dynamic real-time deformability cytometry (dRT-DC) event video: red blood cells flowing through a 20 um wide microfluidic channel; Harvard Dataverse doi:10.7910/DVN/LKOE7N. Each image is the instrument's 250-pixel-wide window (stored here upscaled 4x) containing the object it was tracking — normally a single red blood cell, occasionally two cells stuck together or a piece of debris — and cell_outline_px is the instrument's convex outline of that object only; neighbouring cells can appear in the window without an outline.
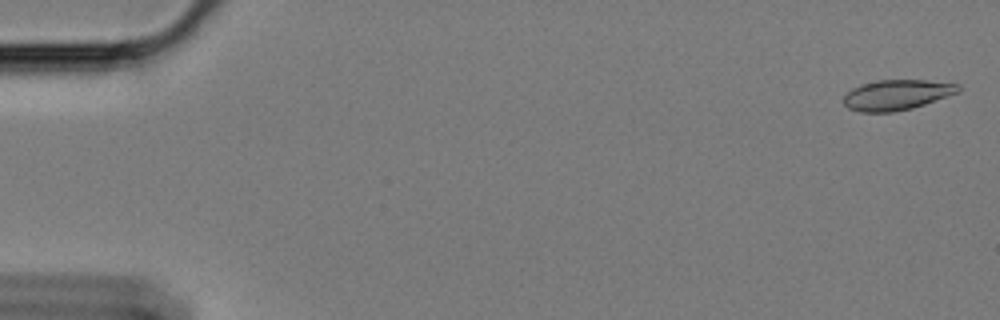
{"species": "Egyptian fruit bat (a non-hibernating species)", "species_latin": "Rousettus aegyptiacus", "temperature_condition": "cold", "stored_images_in_passage": 59, "camera_frame_rate_fps": 3000, "um_per_image_px": 0.085, "animal": {"sex": "female"}, "frame": {"image": 1, "passage_image": 2, "time_ms": 0.333, "image_size_px": [1000, 320], "cell_outline_px": [[960, 92], [912, 108], [892, 112], [860, 112], [848, 108], [844, 104], [844, 96], [852, 88], [860, 84], [876, 80], [924, 80], [956, 84], [960, 88]], "centroid_in_image_um": [76.19, 8.06], "position_along_channel_um": 8.8, "area_um2": 20.11}}
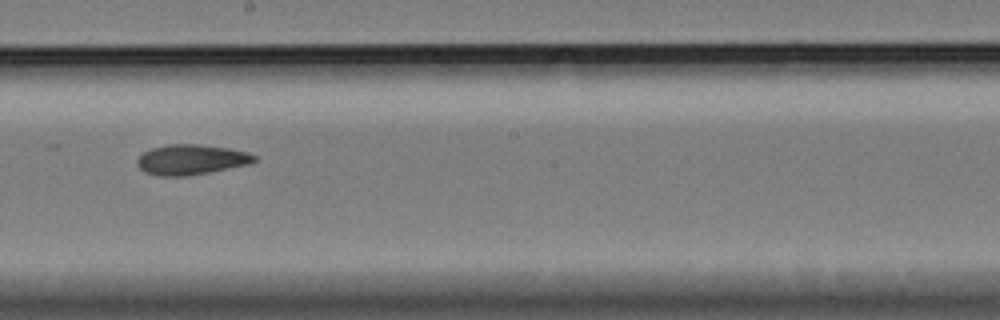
{"frame": {"image": 2, "passage_image": 34, "time_ms": 11.0, "image_size_px": [1000, 320], "cell_outline_px": [[256, 160], [252, 164], [188, 176], [160, 176], [144, 172], [136, 164], [136, 160], [144, 152], [152, 148], [168, 144], [200, 144], [228, 148], [248, 152], [256, 156]], "centroid_in_image_um": [16.26, 13.57], "position_along_channel_um": 231.9, "area_um2": 20.75}}
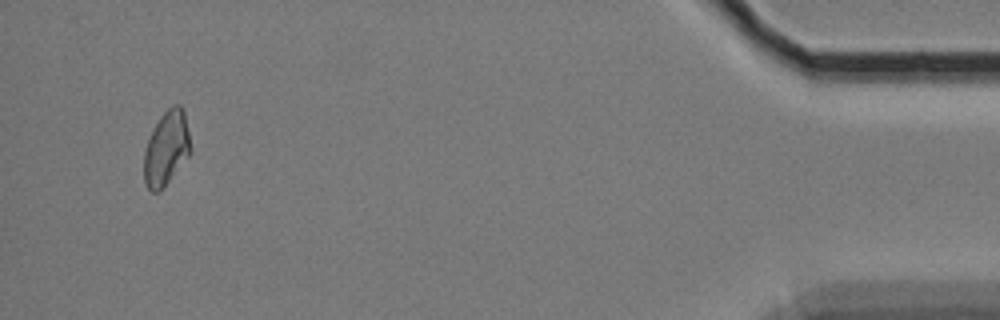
{"frame": {"image": 3, "passage_image": 57, "time_ms": 18.667, "image_size_px": [1000, 320], "cell_outline_px": [[192, 152], [160, 192], [152, 192], [144, 184], [144, 152], [148, 140], [160, 116], [172, 104], [180, 104], [184, 108], [192, 148]], "centroid_in_image_um": [14.17, 12.6], "position_along_channel_um": 421.0, "area_um2": 20.4}}